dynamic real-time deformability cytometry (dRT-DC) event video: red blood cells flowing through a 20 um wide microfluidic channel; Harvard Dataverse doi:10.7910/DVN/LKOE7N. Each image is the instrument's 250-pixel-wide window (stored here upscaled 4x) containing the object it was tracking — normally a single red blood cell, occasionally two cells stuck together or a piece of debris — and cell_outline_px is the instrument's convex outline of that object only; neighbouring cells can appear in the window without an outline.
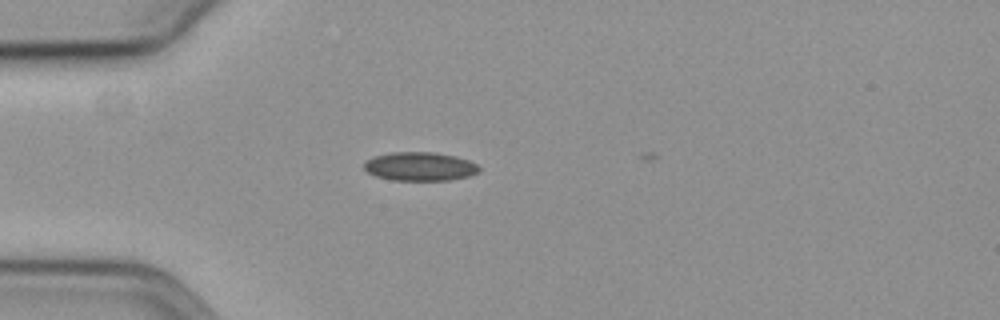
{"species": "common noctule bat (a hibernating species)", "species_latin": "Nyctalus noctula", "temperature_condition": "cold", "stored_images_in_passage": 2, "camera_frame_rate_fps": 3000, "um_per_image_px": 0.085, "animal": {"sex": "female", "body_mass_g": 19.3, "forearm_length_mm": 54.1}, "frame": {"image": 1, "passage_image": 1, "time_ms": 0.0, "image_size_px": [1000, 320], "cell_outline_px": [[480, 172], [468, 176], [448, 180], [392, 180], [376, 176], [368, 172], [364, 168], [364, 164], [368, 160], [376, 156], [392, 152], [432, 152], [456, 156], [468, 160], [476, 164], [480, 168]], "centroid_in_image_um": [35.72, 14.15], "position_along_channel_um": 49.3, "area_um2": 19.07}}